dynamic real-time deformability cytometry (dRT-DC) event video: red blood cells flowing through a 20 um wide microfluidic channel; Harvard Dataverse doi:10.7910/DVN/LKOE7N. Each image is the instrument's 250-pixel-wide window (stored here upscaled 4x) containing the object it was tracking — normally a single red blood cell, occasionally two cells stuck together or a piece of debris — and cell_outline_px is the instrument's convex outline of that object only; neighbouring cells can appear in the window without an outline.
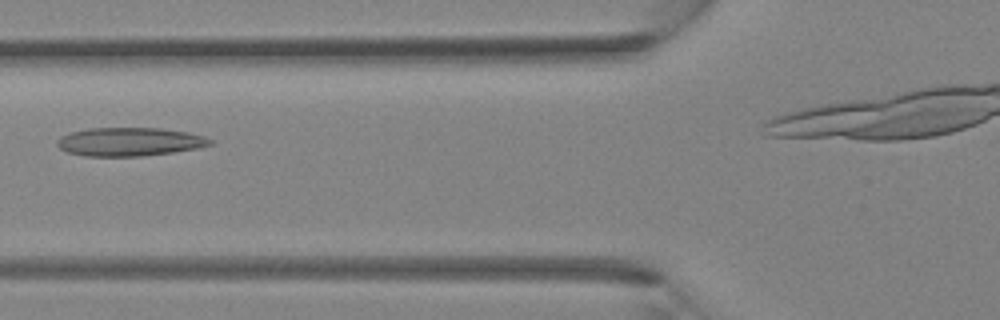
{"species": "Egyptian fruit bat (a non-hibernating species)", "species_latin": "Rousettus aegyptiacus", "temperature_condition": "room temperature", "stored_images_in_passage": 28, "camera_frame_rate_fps": 3000, "um_per_image_px": 0.085, "animal": {"sex": "female"}, "frame": {"image": 1, "passage_image": 8, "time_ms": 2.333, "image_size_px": [1000, 320], "cell_outline_px": [[212, 144], [196, 148], [172, 152], [140, 156], [84, 156], [68, 152], [60, 148], [56, 144], [56, 140], [60, 136], [72, 132], [88, 128], [160, 128], [188, 132], [204, 136], [212, 140]], "centroid_in_image_um": [10.98, 12.04], "position_along_channel_um": 114.8, "area_um2": 25.32}}
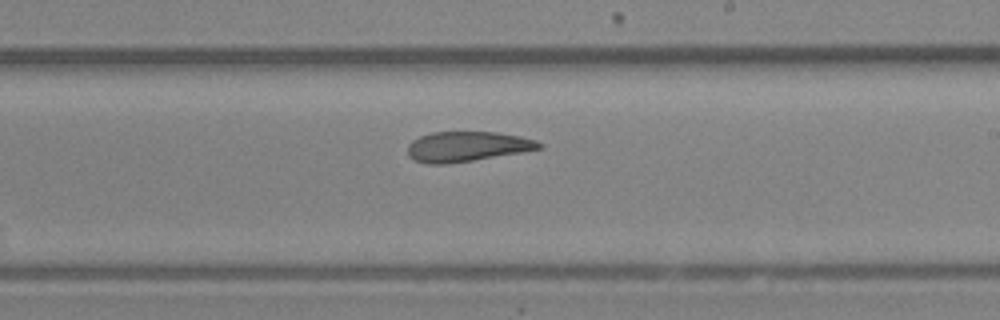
{"frame": {"image": 2, "passage_image": 16, "time_ms": 5.0, "image_size_px": [1000, 320], "cell_outline_px": [[544, 148], [524, 152], [448, 164], [428, 164], [412, 160], [408, 156], [408, 144], [412, 140], [420, 136], [432, 132], [496, 132], [520, 136], [536, 140], [544, 144]], "centroid_in_image_um": [39.71, 12.46], "position_along_channel_um": 249.3, "area_um2": 23.29}}
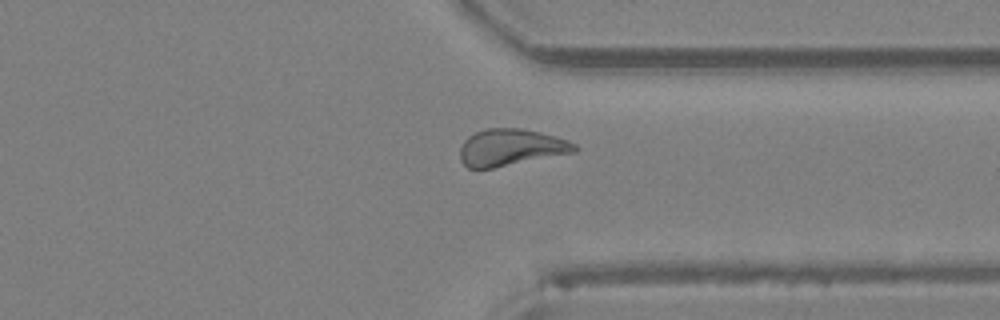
{"frame": {"image": 3, "passage_image": 23, "time_ms": 7.333, "image_size_px": [1000, 320], "cell_outline_px": [[580, 148], [576, 152], [492, 168], [468, 168], [460, 160], [460, 148], [464, 140], [468, 136], [476, 132], [488, 128], [520, 128], [540, 132], [556, 136], [568, 140], [576, 144]], "centroid_in_image_um": [43.44, 12.53], "position_along_channel_um": 368.0, "area_um2": 24.62}}